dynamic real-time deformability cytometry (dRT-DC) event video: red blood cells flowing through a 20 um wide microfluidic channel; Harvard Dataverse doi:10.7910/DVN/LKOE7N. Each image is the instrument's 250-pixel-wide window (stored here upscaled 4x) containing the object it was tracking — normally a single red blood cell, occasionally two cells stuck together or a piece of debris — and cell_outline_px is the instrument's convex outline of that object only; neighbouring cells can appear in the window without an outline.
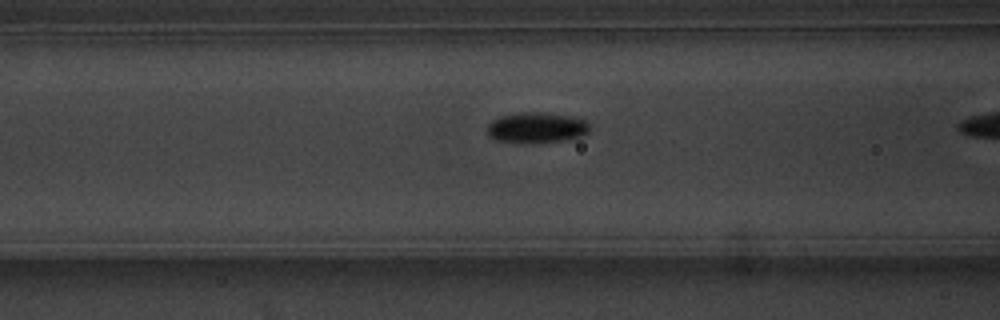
{"species": "common noctule bat (a hibernating species)", "species_latin": "Nyctalus noctula", "temperature_condition": "warm", "stored_images_in_passage": 22, "camera_frame_rate_fps": 3000, "um_per_image_px": 0.085, "animal": {"sex": "male", "body_mass_g": 20.1, "forearm_length_mm": 53.5}, "frame": {"image": 1, "passage_image": 21, "time_ms": 6.667, "image_size_px": [1000, 320], "cell_outline_px": [[588, 132], [584, 136], [564, 140], [520, 144], [496, 140], [488, 136], [488, 124], [492, 120], [500, 116], [520, 112], [536, 112], [568, 116], [584, 120], [588, 124]], "centroid_in_image_um": [45.56, 10.87], "position_along_channel_um": 121.0, "area_um2": 18.26}}